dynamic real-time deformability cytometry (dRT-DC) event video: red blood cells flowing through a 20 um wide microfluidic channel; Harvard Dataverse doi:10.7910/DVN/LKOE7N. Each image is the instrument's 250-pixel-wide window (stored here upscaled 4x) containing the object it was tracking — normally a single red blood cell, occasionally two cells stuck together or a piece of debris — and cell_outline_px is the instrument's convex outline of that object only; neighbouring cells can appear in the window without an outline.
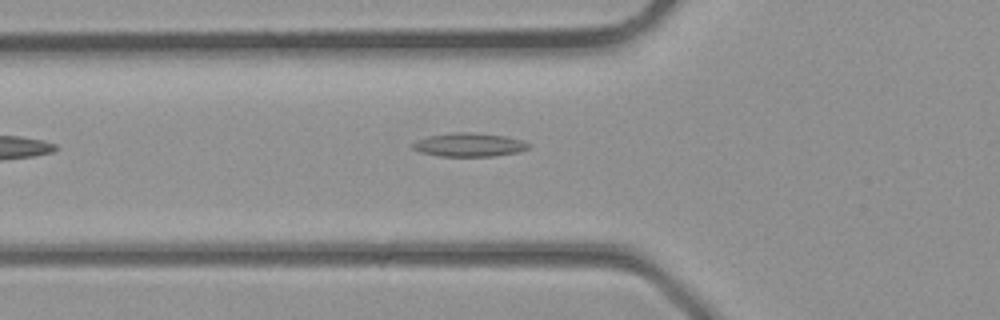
{"species": "common noctule bat (a hibernating species)", "species_latin": "Nyctalus noctula", "temperature_condition": "room temperature", "stored_images_in_passage": 5, "camera_frame_rate_fps": 3000, "um_per_image_px": 0.085, "animal": {"sex": "male", "body_mass_g": 23.1, "forearm_length_mm": 52.7}, "frame": {"image": 1, "passage_image": 5, "time_ms": 1.333, "image_size_px": [1000, 320], "cell_outline_px": [[528, 148], [520, 152], [492, 156], [440, 156], [420, 152], [412, 148], [412, 144], [416, 140], [428, 136], [452, 132], [468, 132], [504, 136], [524, 140], [528, 144]], "centroid_in_image_um": [39.86, 12.3], "position_along_channel_um": 85.9, "area_um2": 15.9}}